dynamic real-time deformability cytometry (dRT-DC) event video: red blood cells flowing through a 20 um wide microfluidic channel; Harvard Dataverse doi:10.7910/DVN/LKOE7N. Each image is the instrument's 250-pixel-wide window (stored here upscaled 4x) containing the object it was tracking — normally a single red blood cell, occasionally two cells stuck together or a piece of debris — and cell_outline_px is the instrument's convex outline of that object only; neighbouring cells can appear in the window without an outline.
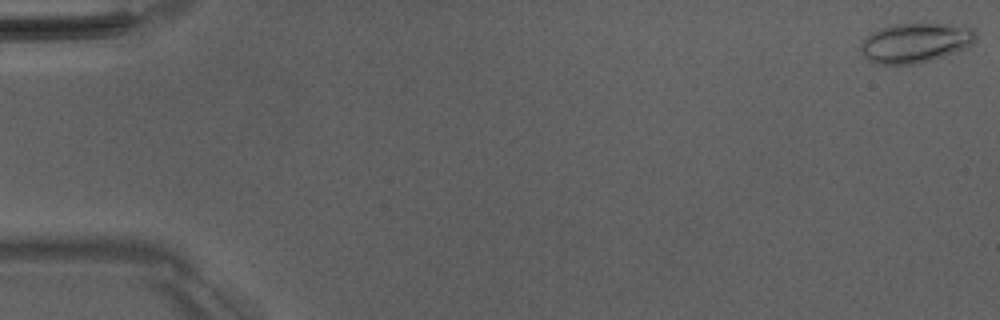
{"species": "Egyptian fruit bat (a non-hibernating species)", "species_latin": "Rousettus aegyptiacus", "temperature_condition": "room temperature", "stored_images_in_passage": 52, "camera_frame_rate_fps": 3000, "um_per_image_px": 0.085, "animal": {"sex": "male"}, "frame": {"image": 1, "passage_image": 1, "time_ms": 0.0, "image_size_px": [1000, 320], "cell_outline_px": [[976, 40], [972, 44], [964, 48], [944, 56], [912, 64], [876, 64], [868, 60], [860, 52], [860, 44], [872, 32], [880, 28], [896, 24], [944, 24], [972, 28], [976, 32]], "centroid_in_image_um": [77.78, 3.64], "position_along_channel_um": 7.2, "area_um2": 26.24}}
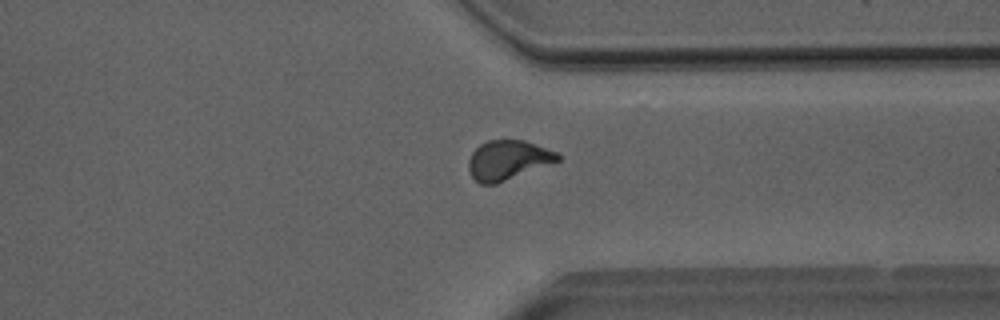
{"frame": {"image": 2, "passage_image": 40, "time_ms": 13.0, "image_size_px": [1000, 320], "cell_outline_px": [[560, 160], [496, 184], [480, 184], [472, 176], [468, 168], [468, 160], [472, 152], [480, 144], [488, 140], [524, 140], [556, 152], [560, 156]], "centroid_in_image_um": [43.14, 13.6], "position_along_channel_um": 368.3, "area_um2": 20.29}}
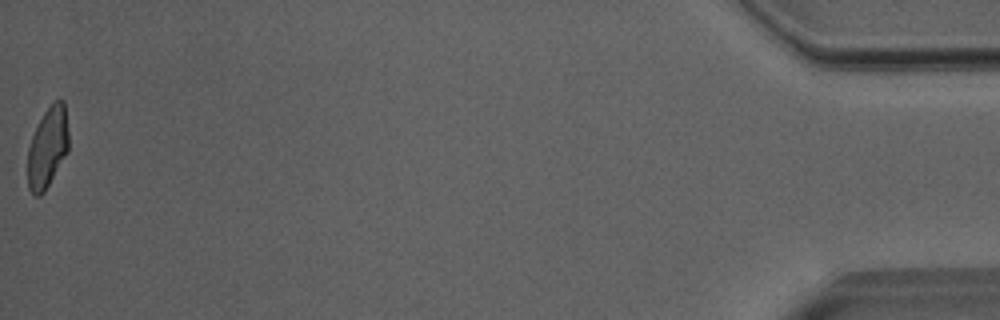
{"frame": {"image": 3, "passage_image": 52, "time_ms": 17.0, "image_size_px": [1000, 320], "cell_outline_px": [[68, 152], [44, 192], [40, 196], [36, 196], [28, 188], [28, 148], [32, 136], [44, 112], [52, 100], [64, 100], [68, 132]], "centroid_in_image_um": [4.05, 12.52], "position_along_channel_um": 431.1, "area_um2": 19.19}, "authors_computed_cell_mechanics": {"area_um2": 20.6346, "velocity_mm_per_s": 4.0307, "shape_relaxation_time_tau1_ms": 4.6851, "shape_relaxation_time_tau2_ms": 0.7773, "deformation_change_tau1": 0.1578, "deformation_change_tau2": 0.0636}}